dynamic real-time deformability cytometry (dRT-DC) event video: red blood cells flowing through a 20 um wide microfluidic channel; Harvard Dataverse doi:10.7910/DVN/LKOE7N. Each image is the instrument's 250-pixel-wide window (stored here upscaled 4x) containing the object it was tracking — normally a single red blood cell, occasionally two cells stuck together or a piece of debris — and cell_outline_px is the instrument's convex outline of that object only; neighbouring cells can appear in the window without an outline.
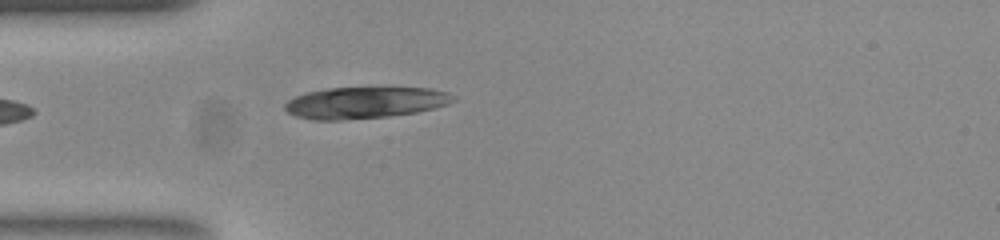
{"species": "common noctule bat (a hibernating species)", "species_latin": "Nyctalus noctula", "temperature_condition": "room temperature", "stored_images_in_passage": 35, "camera_frame_rate_fps": 3000, "um_per_image_px": 0.085, "animal": {"sex": "female", "body_mass_g": 23.0, "forearm_length_mm": 53.4}, "frame": {"image": 1, "passage_image": 1, "time_ms": 0.0, "image_size_px": [1000, 240], "cell_outline_px": [[456, 100], [448, 104], [416, 112], [388, 116], [340, 120], [312, 120], [296, 116], [288, 112], [284, 108], [284, 104], [288, 100], [296, 96], [308, 92], [328, 88], [432, 88], [448, 92]], "centroid_in_image_um": [31.0, 8.72], "position_along_channel_um": 54.0, "area_um2": 30.69}}